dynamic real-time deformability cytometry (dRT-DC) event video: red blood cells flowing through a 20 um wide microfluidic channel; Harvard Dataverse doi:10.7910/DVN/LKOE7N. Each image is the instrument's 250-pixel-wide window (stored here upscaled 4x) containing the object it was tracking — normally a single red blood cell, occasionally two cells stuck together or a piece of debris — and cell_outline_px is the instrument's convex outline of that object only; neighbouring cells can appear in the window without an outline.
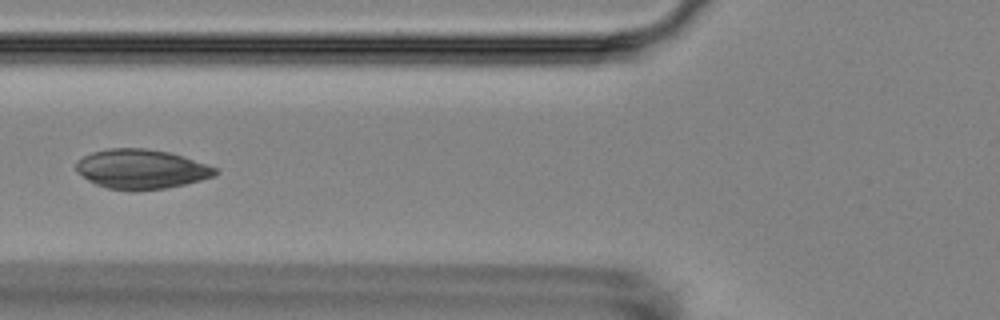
{"species": "Egyptian fruit bat (a non-hibernating species)", "species_latin": "Rousettus aegyptiacus", "temperature_condition": "room temperature", "stored_images_in_passage": 5, "camera_frame_rate_fps": 3000, "um_per_image_px": 0.085, "animal": {"sex": "female"}, "frame": {"image": 1, "passage_image": 5, "time_ms": 5.667, "image_size_px": [1000, 320], "cell_outline_px": [[220, 172], [216, 176], [184, 184], [164, 188], [108, 188], [96, 184], [88, 180], [76, 172], [76, 164], [84, 156], [92, 152], [108, 148], [144, 148], [168, 152], [216, 168]], "centroid_in_image_um": [11.99, 14.34], "position_along_channel_um": 113.8, "area_um2": 31.1}}